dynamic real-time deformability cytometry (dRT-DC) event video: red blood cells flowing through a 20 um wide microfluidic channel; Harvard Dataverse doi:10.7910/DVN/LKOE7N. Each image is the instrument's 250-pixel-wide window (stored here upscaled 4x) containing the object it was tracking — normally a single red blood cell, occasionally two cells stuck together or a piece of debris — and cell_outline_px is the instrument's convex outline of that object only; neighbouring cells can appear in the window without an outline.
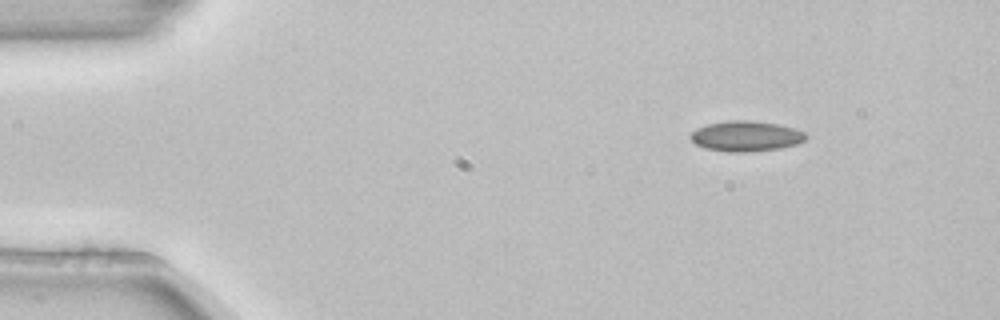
{"species": "common noctule bat (a hibernating species)", "species_latin": "Nyctalus noctula", "temperature_condition": "room temperature", "stored_images_in_passage": 3, "camera_frame_rate_fps": 3000, "um_per_image_px": 0.085, "animal": {"sex": "female", "body_mass_g": 22.7, "forearm_length_mm": 54.2}, "frame": {"image": 1, "passage_image": 1, "time_ms": 0.0, "image_size_px": [1000, 320], "cell_outline_px": [[808, 136], [804, 140], [796, 144], [780, 148], [748, 152], [728, 152], [704, 148], [696, 144], [688, 136], [696, 128], [708, 124], [728, 120], [748, 120], [776, 124], [796, 128], [804, 132]], "centroid_in_image_um": [63.39, 11.57], "position_along_channel_um": 21.6, "area_um2": 20.46}}